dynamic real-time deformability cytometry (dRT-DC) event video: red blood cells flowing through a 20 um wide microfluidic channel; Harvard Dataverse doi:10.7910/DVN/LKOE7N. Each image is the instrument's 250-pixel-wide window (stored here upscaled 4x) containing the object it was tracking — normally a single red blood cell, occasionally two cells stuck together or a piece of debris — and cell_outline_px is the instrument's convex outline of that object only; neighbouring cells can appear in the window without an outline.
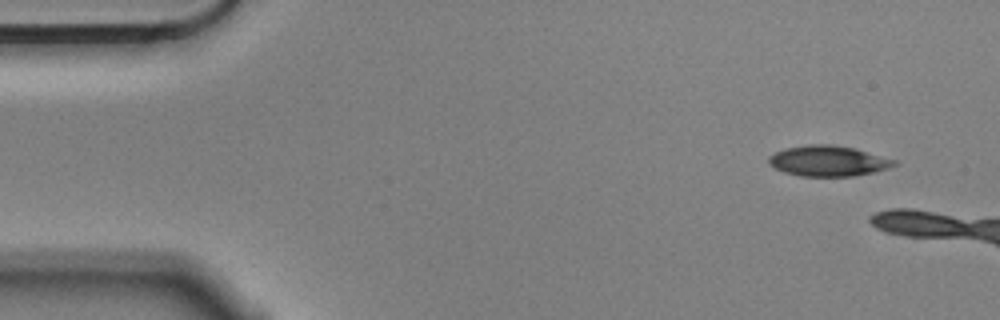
{"species": "Egyptian fruit bat (a non-hibernating species)", "species_latin": "Rousettus aegyptiacus", "temperature_condition": "cold", "stored_images_in_passage": 9, "camera_frame_rate_fps": 3000, "um_per_image_px": 0.085, "animal": {"sex": "male"}, "frame": {"image": 1, "passage_image": 1, "time_ms": 0.0, "image_size_px": [1000, 320], "cell_outline_px": [[896, 164], [888, 168], [856, 176], [800, 176], [784, 172], [768, 164], [768, 156], [784, 148], [808, 144], [832, 144], [856, 148], [896, 160]], "centroid_in_image_um": [70.37, 13.67], "position_along_channel_um": 14.6, "area_um2": 22.43}}